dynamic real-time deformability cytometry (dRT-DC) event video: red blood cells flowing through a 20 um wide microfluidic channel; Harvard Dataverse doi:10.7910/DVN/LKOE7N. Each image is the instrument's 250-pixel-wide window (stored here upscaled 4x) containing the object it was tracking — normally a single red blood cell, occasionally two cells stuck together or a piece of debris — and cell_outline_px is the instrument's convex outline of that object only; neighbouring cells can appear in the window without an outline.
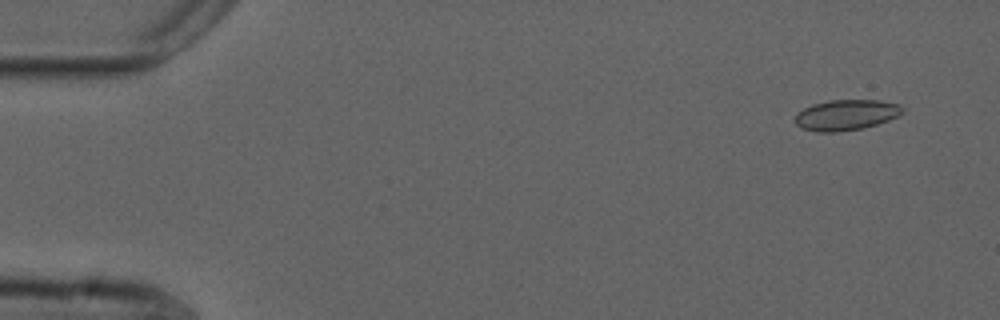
{"species": "common noctule bat (a hibernating species)", "species_latin": "Nyctalus noctula", "temperature_condition": "cold", "stored_images_in_passage": 53, "camera_frame_rate_fps": 3000, "um_per_image_px": 0.085, "animal": {"sex": "male", "forearm_length_mm": 52.5}, "frame": {"image": 1, "passage_image": 1, "time_ms": 0.0, "image_size_px": [1000, 320], "cell_outline_px": [[904, 112], [888, 120], [876, 124], [860, 128], [836, 132], [816, 132], [800, 128], [796, 124], [796, 116], [804, 108], [812, 104], [828, 100], [880, 100], [900, 104], [904, 108]], "centroid_in_image_um": [71.92, 9.76], "position_along_channel_um": 13.1, "area_um2": 19.07}}
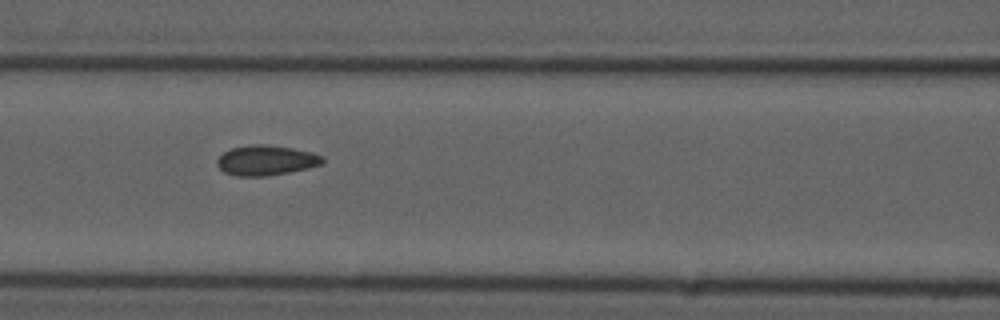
{"frame": {"image": 2, "passage_image": 21, "time_ms": 6.667, "image_size_px": [1000, 320], "cell_outline_px": [[324, 160], [320, 164], [308, 168], [268, 176], [236, 176], [224, 172], [216, 164], [216, 160], [224, 152], [232, 148], [252, 144], [264, 144], [292, 148], [312, 152], [324, 156]], "centroid_in_image_um": [22.61, 13.63], "position_along_channel_um": 144.0, "area_um2": 18.44}}
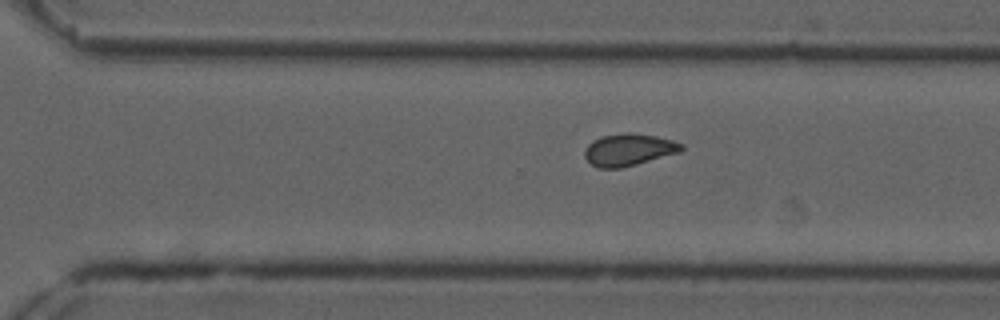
{"frame": {"image": 3, "passage_image": 35, "time_ms": 11.333, "image_size_px": [1000, 320], "cell_outline_px": [[684, 148], [680, 152], [636, 164], [620, 168], [600, 168], [592, 164], [584, 156], [584, 152], [588, 144], [592, 140], [604, 136], [628, 132], [632, 132], [656, 136], [672, 140], [684, 144]], "centroid_in_image_um": [53.46, 12.72], "position_along_channel_um": 317.1, "area_um2": 17.98}}